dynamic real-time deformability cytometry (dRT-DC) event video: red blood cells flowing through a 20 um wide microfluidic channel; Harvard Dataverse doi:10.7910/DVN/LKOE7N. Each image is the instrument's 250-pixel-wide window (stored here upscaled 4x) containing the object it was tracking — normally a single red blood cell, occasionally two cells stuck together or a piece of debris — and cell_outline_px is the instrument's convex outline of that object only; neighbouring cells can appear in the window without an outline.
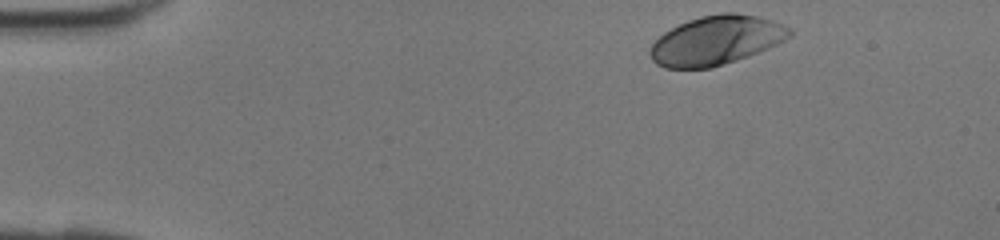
{"species": "human", "species_latin": "Homo sapiens", "temperature_condition": "room temperature", "stored_images_in_passage": 37, "camera_frame_rate_fps": 3000, "um_per_image_px": 0.085, "donor": {"sex": "female"}, "frame": {"image": 1, "passage_image": 1, "time_ms": 0.0, "image_size_px": [1000, 240], "cell_outline_px": [[792, 36], [776, 44], [748, 56], [712, 68], [664, 68], [656, 64], [652, 60], [648, 52], [648, 48], [664, 32], [688, 20], [700, 16], [720, 12], [736, 12], [756, 16], [772, 20], [784, 24], [792, 28]], "centroid_in_image_um": [60.87, 3.42], "position_along_channel_um": 24.1, "area_um2": 40.06}}
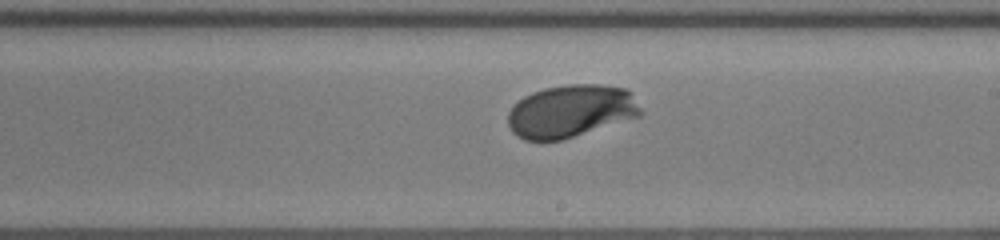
{"frame": {"image": 2, "passage_image": 20, "time_ms": 6.333, "image_size_px": [1000, 240], "cell_outline_px": [[644, 112], [640, 116], [560, 140], [524, 140], [516, 136], [512, 132], [508, 124], [508, 112], [524, 96], [532, 92], [544, 88], [568, 84], [600, 84], [624, 88], [632, 92]], "centroid_in_image_um": [48.54, 9.43], "position_along_channel_um": 240.5, "area_um2": 40.69}}
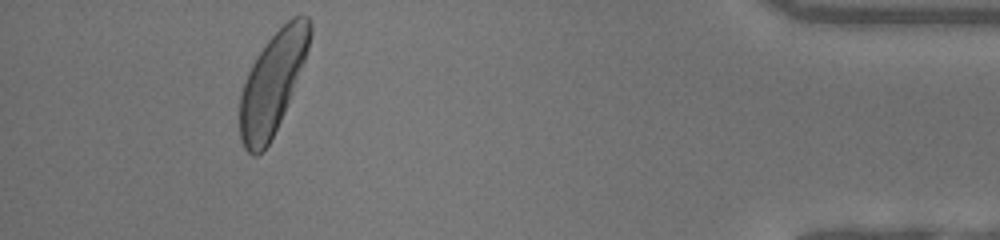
{"frame": {"image": 3, "passage_image": 34, "time_ms": 11.0, "image_size_px": [1000, 240], "cell_outline_px": [[312, 32], [308, 48], [304, 60], [284, 112], [268, 144], [256, 156], [252, 156], [244, 148], [240, 140], [240, 96], [248, 72], [256, 56], [268, 40], [292, 16], [308, 16], [312, 28]], "centroid_in_image_um": [23.15, 7.05], "position_along_channel_um": 412.1, "area_um2": 40.34}}